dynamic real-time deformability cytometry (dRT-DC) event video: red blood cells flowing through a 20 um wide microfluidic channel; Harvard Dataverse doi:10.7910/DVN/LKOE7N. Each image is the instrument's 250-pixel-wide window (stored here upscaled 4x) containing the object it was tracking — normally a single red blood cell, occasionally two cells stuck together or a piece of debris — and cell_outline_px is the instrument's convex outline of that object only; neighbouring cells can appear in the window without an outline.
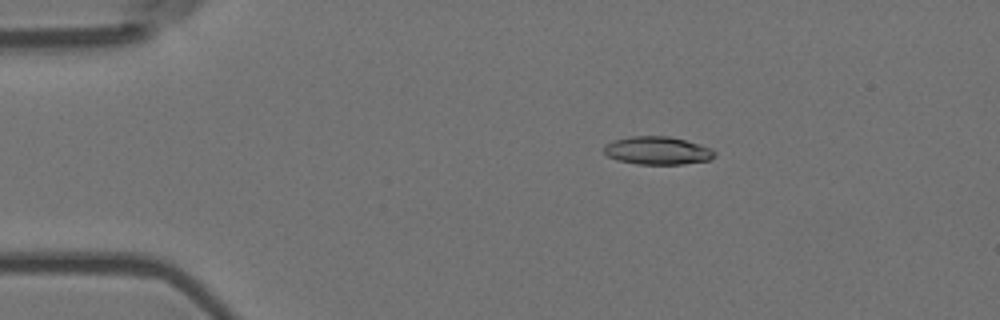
{"species": "Egyptian fruit bat (a non-hibernating species)", "species_latin": "Rousettus aegyptiacus", "temperature_condition": "room temperature", "stored_images_in_passage": 4, "camera_frame_rate_fps": 3000, "um_per_image_px": 0.085, "animal": {"sex": "female"}, "frame": {"image": 1, "passage_image": 3, "time_ms": 0.667, "image_size_px": [1000, 320], "cell_outline_px": [[716, 156], [708, 160], [684, 164], [636, 164], [616, 160], [608, 156], [604, 152], [604, 144], [612, 140], [632, 136], [668, 136], [684, 140], [712, 148], [716, 152]], "centroid_in_image_um": [55.87, 12.8], "position_along_channel_um": 29.1, "area_um2": 18.15}}